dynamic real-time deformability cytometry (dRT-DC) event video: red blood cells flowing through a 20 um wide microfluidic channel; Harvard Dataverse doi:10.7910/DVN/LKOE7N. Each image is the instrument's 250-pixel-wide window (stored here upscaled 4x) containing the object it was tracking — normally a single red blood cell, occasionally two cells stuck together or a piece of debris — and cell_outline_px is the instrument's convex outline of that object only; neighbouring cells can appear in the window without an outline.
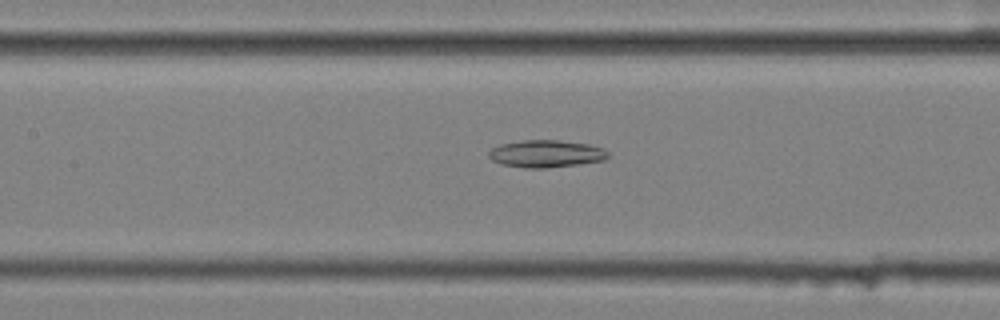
{"species": "common noctule bat (a hibernating species)", "species_latin": "Nyctalus noctula", "temperature_condition": "cold", "stored_images_in_passage": 55, "camera_frame_rate_fps": 3000, "um_per_image_px": 0.085, "animal": {"sex": "female", "body_mass_g": 25.1}, "frame": {"image": 1, "passage_image": 25, "time_ms": 8.0, "image_size_px": [1000, 320], "cell_outline_px": [[608, 156], [604, 160], [580, 164], [548, 168], [524, 168], [500, 164], [492, 160], [488, 156], [488, 152], [492, 148], [500, 144], [520, 140], [560, 140], [588, 144], [604, 148], [608, 152]], "centroid_in_image_um": [46.4, 13.07], "position_along_channel_um": 161.0, "area_um2": 19.19}}
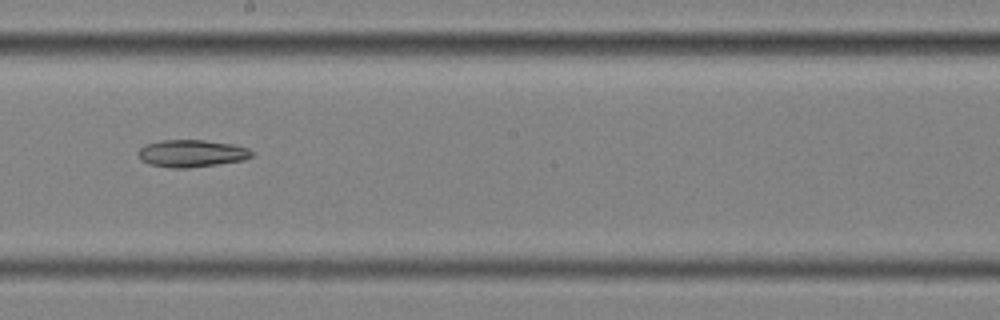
{"frame": {"image": 2, "passage_image": 31, "time_ms": 10.0, "image_size_px": [1000, 320], "cell_outline_px": [[252, 156], [244, 160], [188, 168], [172, 168], [148, 164], [140, 160], [140, 148], [144, 144], [160, 140], [204, 140], [232, 144], [248, 148], [252, 152]], "centroid_in_image_um": [16.27, 13.04], "position_along_channel_um": 231.9, "area_um2": 17.98}}
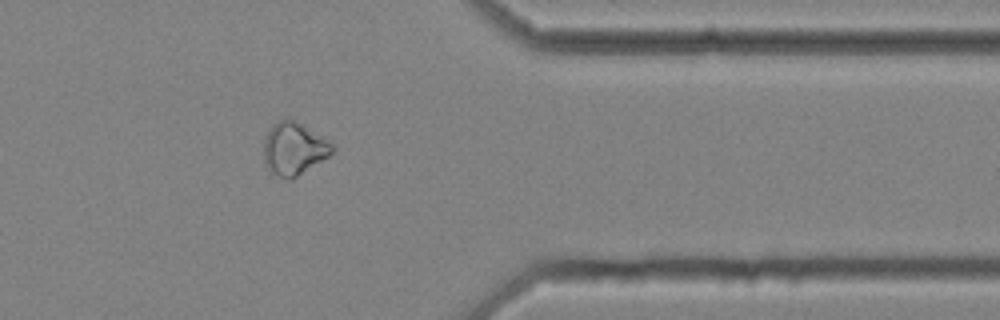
{"frame": {"image": 3, "passage_image": 45, "time_ms": 14.667, "image_size_px": [1000, 320], "cell_outline_px": [[336, 148], [328, 156], [292, 180], [288, 180], [272, 172], [264, 164], [264, 136], [272, 124], [288, 116], [332, 144]], "centroid_in_image_um": [24.93, 12.64], "position_along_channel_um": 386.5, "area_um2": 20.81}}